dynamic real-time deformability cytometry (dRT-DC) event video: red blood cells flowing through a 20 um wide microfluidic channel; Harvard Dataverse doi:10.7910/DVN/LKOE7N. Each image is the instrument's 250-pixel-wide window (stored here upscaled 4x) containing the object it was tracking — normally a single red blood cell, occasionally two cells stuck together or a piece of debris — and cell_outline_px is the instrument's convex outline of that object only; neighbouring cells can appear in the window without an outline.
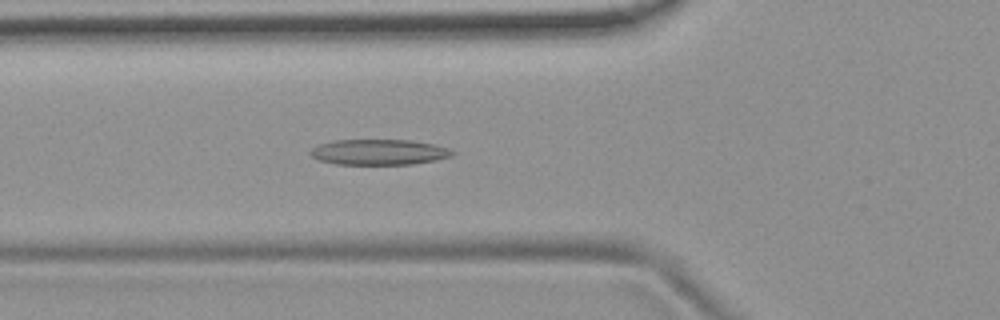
{"species": "common noctule bat (a hibernating species)", "species_latin": "Nyctalus noctula", "temperature_condition": "room temperature", "stored_images_in_passage": 53, "camera_frame_rate_fps": 3000, "um_per_image_px": 0.085, "animal": {"sex": "female", "body_mass_g": 19.9}, "frame": {"image": 1, "passage_image": 19, "time_ms": 6.0, "image_size_px": [1000, 320], "cell_outline_px": [[456, 152], [452, 156], [436, 160], [412, 164], [336, 164], [320, 160], [312, 156], [308, 152], [312, 148], [320, 144], [336, 140], [408, 140], [432, 144], [448, 148]], "centroid_in_image_um": [32.22, 12.93], "position_along_channel_um": 93.6, "area_um2": 20.98}}
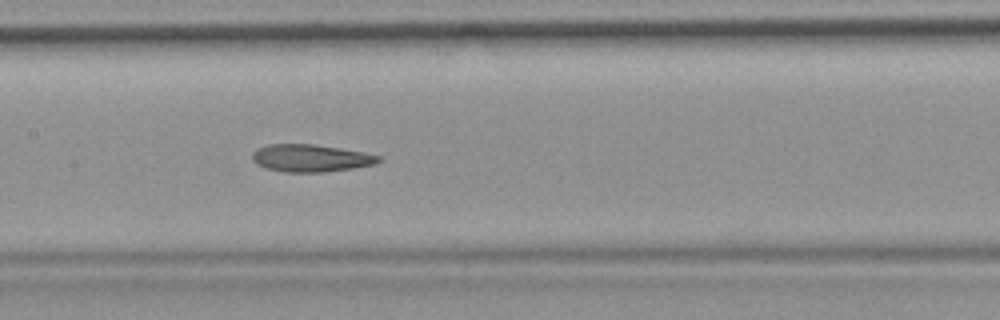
{"frame": {"image": 2, "passage_image": 26, "time_ms": 8.333, "image_size_px": [1000, 320], "cell_outline_px": [[380, 160], [376, 164], [352, 168], [324, 172], [284, 172], [264, 168], [256, 164], [252, 160], [252, 152], [256, 148], [268, 144], [316, 144], [364, 152], [380, 156]], "centroid_in_image_um": [26.36, 13.43], "position_along_channel_um": 181.0, "area_um2": 20.35}}
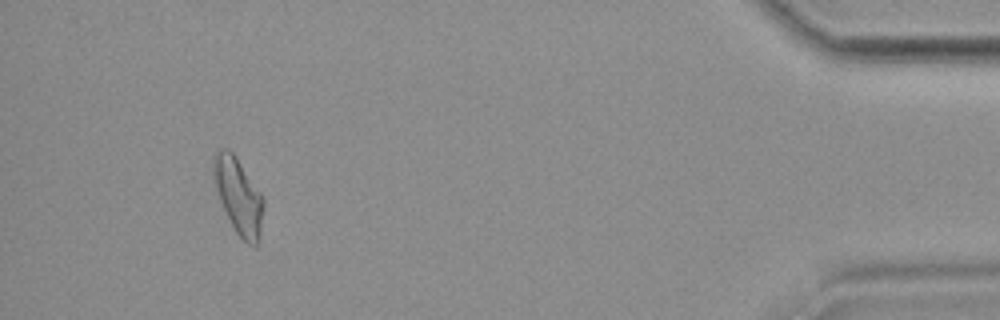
{"frame": {"image": 3, "passage_image": 50, "time_ms": 16.333, "image_size_px": [1000, 320], "cell_outline_px": [[264, 208], [260, 232], [256, 248], [248, 244], [236, 232], [220, 200], [212, 176], [216, 152], [224, 148], [228, 148], [236, 156], [264, 196]], "centroid_in_image_um": [20.3, 16.65], "position_along_channel_um": 414.9, "area_um2": 21.91}, "authors_computed_cell_mechanics": {"area_um2": 21.4438, "velocity_mm_per_s": 3.7352, "shape_relaxation_time_tau1_ms": null, "shape_relaxation_time_tau2_ms": 3.4352, "deformation_change_tau1": null, "deformation_change_tau2": 0.1288}}